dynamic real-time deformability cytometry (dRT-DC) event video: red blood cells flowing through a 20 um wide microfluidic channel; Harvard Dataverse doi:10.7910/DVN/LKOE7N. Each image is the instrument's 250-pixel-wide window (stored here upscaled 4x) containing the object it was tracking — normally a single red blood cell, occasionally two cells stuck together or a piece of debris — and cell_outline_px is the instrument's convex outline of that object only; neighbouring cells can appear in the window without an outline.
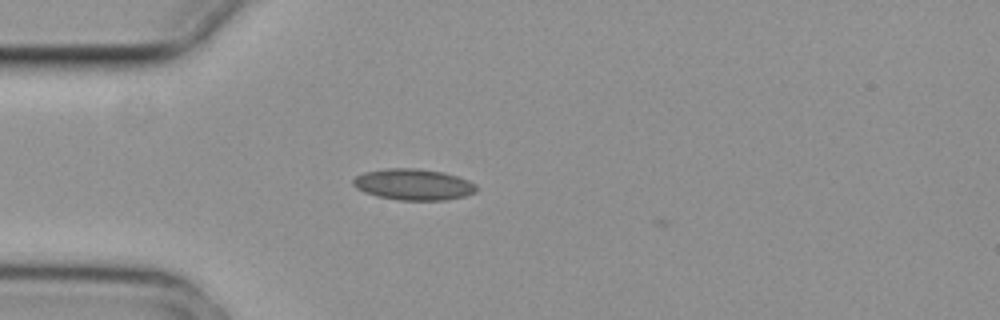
{"species": "common noctule bat (a hibernating species)", "species_latin": "Nyctalus noctula", "temperature_condition": "cold", "stored_images_in_passage": 6, "camera_frame_rate_fps": 3000, "um_per_image_px": 0.085, "animal": {"sex": "female", "body_mass_g": 29.2, "forearm_length_mm": 56.3}, "frame": {"image": 1, "passage_image": 4, "time_ms": 1.0, "image_size_px": [1000, 320], "cell_outline_px": [[476, 192], [464, 196], [448, 200], [400, 200], [376, 196], [364, 192], [356, 188], [352, 184], [352, 180], [356, 176], [364, 172], [384, 168], [416, 168], [444, 172], [468, 180], [476, 184]], "centroid_in_image_um": [35.12, 15.68], "position_along_channel_um": 49.9, "area_um2": 22.54}}